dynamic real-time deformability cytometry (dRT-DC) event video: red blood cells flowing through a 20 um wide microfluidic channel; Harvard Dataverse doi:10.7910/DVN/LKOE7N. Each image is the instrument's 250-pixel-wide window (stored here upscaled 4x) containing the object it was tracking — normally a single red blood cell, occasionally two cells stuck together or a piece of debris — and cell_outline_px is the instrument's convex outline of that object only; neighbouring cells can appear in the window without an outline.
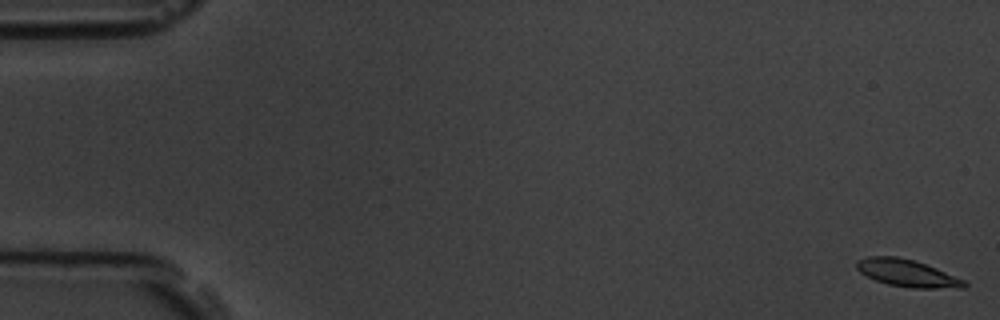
{"species": "common noctule bat (a hibernating species)", "species_latin": "Nyctalus noctula", "temperature_condition": "room temperature", "stored_images_in_passage": 59, "camera_frame_rate_fps": 3000, "um_per_image_px": 0.085, "animal": {"sex": "male", "body_mass_g": 19.5, "forearm_length_mm": 54.6}, "frame": {"image": 1, "passage_image": 1, "time_ms": 0.0, "image_size_px": [1000, 320], "cell_outline_px": [[968, 284], [964, 288], [912, 288], [888, 284], [876, 280], [860, 272], [856, 268], [856, 260], [868, 256], [896, 256], [916, 260], [936, 268], [964, 280]], "centroid_in_image_um": [77.1, 23.2], "position_along_channel_um": 7.9, "area_um2": 17.05}}
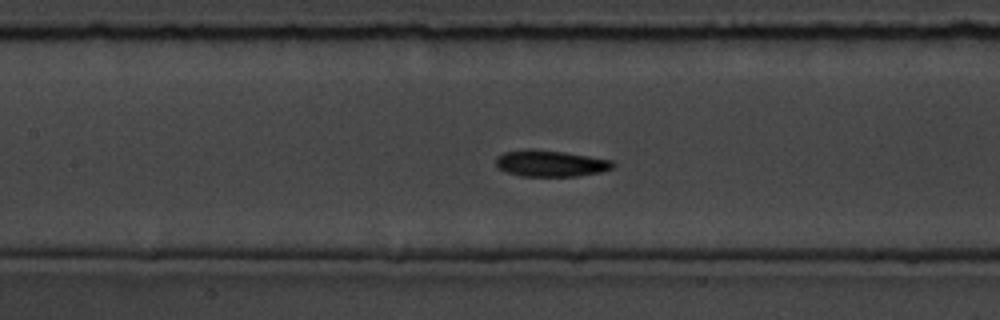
{"frame": {"image": 2, "passage_image": 27, "time_ms": 8.667, "image_size_px": [1000, 320], "cell_outline_px": [[616, 164], [612, 168], [600, 172], [576, 176], [520, 176], [508, 172], [500, 168], [496, 164], [496, 156], [504, 152], [564, 152], [612, 160]], "centroid_in_image_um": [46.87, 13.93], "position_along_channel_um": 160.5, "area_um2": 17.05}}
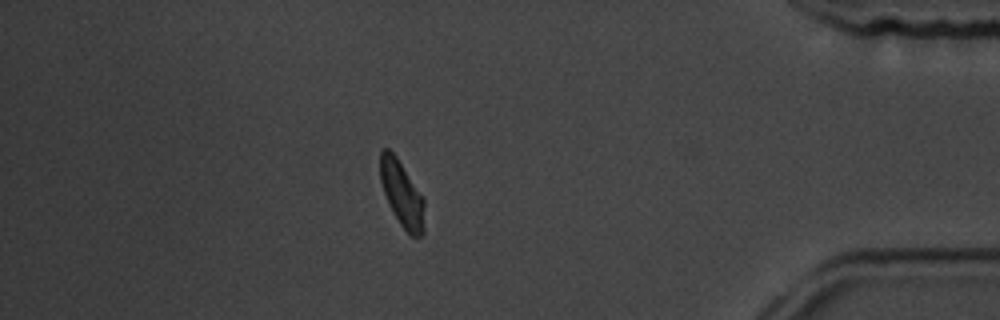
{"frame": {"image": 3, "passage_image": 51, "time_ms": 16.667, "image_size_px": [1000, 320], "cell_outline_px": [[424, 232], [420, 236], [412, 236], [400, 224], [392, 212], [388, 204], [380, 180], [380, 148], [388, 148], [396, 156], [424, 200]], "centroid_in_image_um": [34.14, 16.48], "position_along_channel_um": 401.1, "area_um2": 16.7}, "authors_computed_cell_mechanics": {"area_um2": 17.34, "velocity_mm_per_s": 3.5079, "shape_relaxation_time_tau1_ms": 4.9151, "shape_relaxation_time_tau2_ms": 2.5863, "deformation_change_tau1": 0.1195, "deformation_change_tau2": 0.0744}}